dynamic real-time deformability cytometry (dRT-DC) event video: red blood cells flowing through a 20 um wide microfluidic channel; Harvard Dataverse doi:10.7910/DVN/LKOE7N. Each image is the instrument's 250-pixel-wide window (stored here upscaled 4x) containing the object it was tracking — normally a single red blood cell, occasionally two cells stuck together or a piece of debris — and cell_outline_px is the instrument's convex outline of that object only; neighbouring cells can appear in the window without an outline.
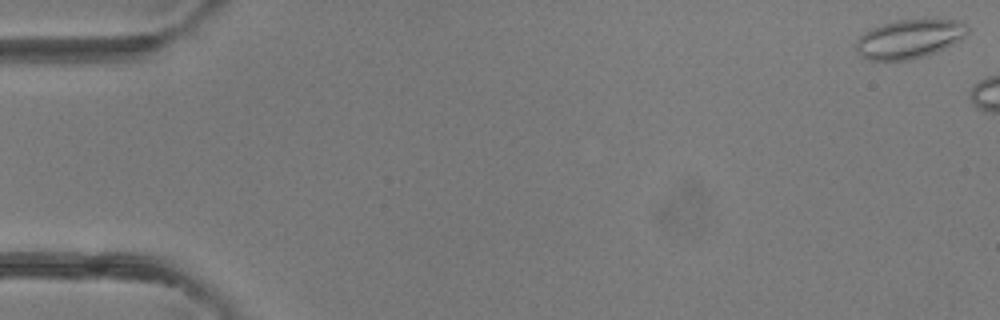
{"species": "common noctule bat (a hibernating species)", "species_latin": "Nyctalus noctula", "temperature_condition": "room temperature", "stored_images_in_passage": 3, "camera_frame_rate_fps": 3000, "um_per_image_px": 0.085, "animal": {"sex": "female"}, "frame": {"image": 1, "passage_image": 1, "time_ms": 0.0, "image_size_px": [1000, 320], "cell_outline_px": [[968, 32], [960, 40], [936, 52], [924, 56], [908, 60], [868, 60], [860, 56], [856, 52], [856, 40], [864, 32], [880, 24], [896, 20], [960, 20], [968, 24]], "centroid_in_image_um": [77.27, 3.31], "position_along_channel_um": 7.7, "area_um2": 25.32}}